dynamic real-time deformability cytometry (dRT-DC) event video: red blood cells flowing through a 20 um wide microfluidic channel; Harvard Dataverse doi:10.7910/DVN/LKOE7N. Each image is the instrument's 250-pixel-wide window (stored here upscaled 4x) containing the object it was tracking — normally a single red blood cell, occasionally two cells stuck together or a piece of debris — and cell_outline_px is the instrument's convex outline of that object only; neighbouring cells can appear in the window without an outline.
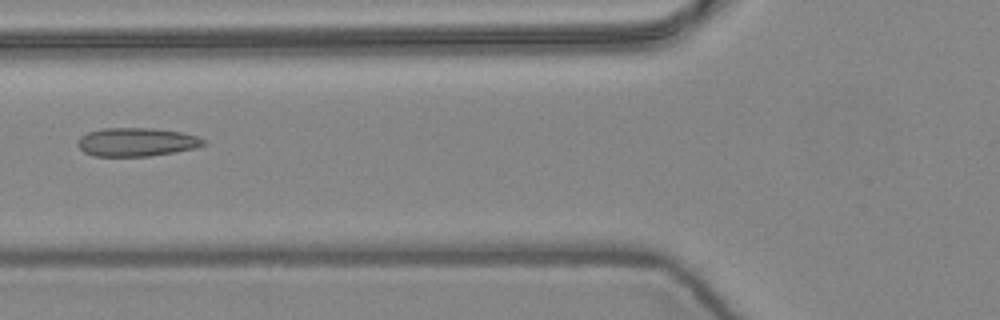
{"species": "common noctule bat (a hibernating species)", "species_latin": "Nyctalus noctula", "temperature_condition": "warm", "stored_images_in_passage": 4, "camera_frame_rate_fps": 3000, "um_per_image_px": 0.085, "animal": {"sex": "female", "body_mass_g": 24.6, "forearm_length_mm": 56.2}, "frame": {"image": 1, "passage_image": 4, "time_ms": 1.0, "image_size_px": [1000, 320], "cell_outline_px": [[208, 144], [196, 148], [148, 156], [92, 156], [84, 152], [76, 144], [80, 136], [88, 132], [104, 128], [152, 128], [180, 132], [196, 136], [204, 140]], "centroid_in_image_um": [11.58, 12.07], "position_along_channel_um": 114.2, "area_um2": 20.87}}